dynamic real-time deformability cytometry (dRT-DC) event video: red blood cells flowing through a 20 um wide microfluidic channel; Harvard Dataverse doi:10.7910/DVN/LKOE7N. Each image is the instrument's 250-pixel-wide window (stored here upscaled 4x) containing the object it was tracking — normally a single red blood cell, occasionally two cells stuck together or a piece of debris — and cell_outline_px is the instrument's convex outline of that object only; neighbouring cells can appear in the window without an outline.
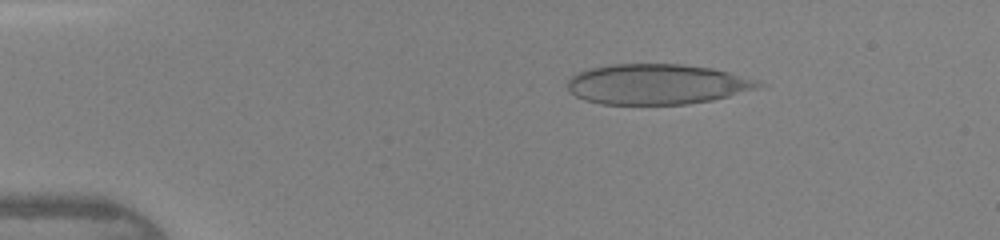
{"species": "human", "species_latin": "Homo sapiens", "temperature_condition": "warm", "stored_images_in_passage": 42, "camera_frame_rate_fps": 3000, "um_per_image_px": 0.085, "donor": {"sex": "female"}, "frame": {"image": 1, "passage_image": 6, "time_ms": 1.667, "image_size_px": [1000, 240], "cell_outline_px": [[764, 84], [760, 88], [712, 100], [688, 104], [600, 104], [584, 100], [576, 96], [568, 88], [568, 80], [576, 72], [592, 68], [612, 64], [684, 64], [712, 68], [728, 72], [756, 80]], "centroid_in_image_um": [55.84, 7.16], "position_along_channel_um": 29.2, "area_um2": 44.8}}
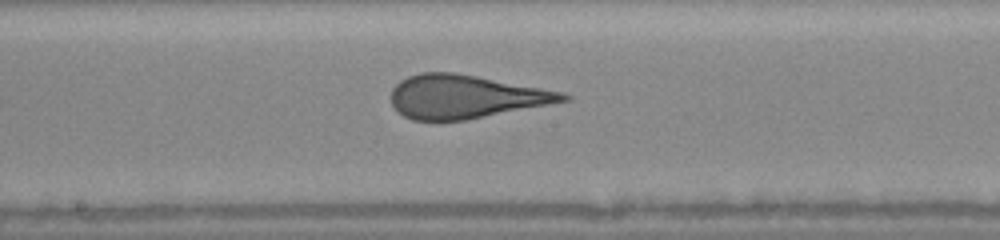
{"frame": {"image": 2, "passage_image": 22, "time_ms": 7.0, "image_size_px": [1000, 240], "cell_outline_px": [[572, 100], [464, 120], [412, 120], [404, 116], [392, 104], [392, 88], [400, 80], [408, 76], [420, 72], [456, 72], [564, 92], [572, 96]], "centroid_in_image_um": [39.58, 8.2], "position_along_channel_um": 208.6, "area_um2": 43.35}}
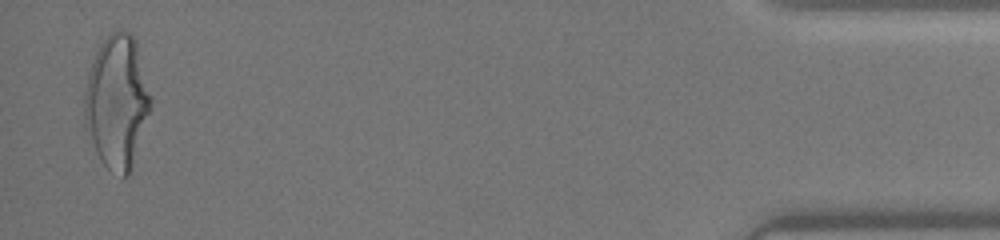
{"frame": {"image": 3, "passage_image": 41, "time_ms": 13.333, "image_size_px": [1000, 240], "cell_outline_px": [[152, 108], [132, 168], [128, 176], [124, 180], [108, 168], [100, 160], [84, 124], [84, 96], [88, 72], [92, 60], [100, 44], [112, 32], [120, 28], [132, 32], [136, 40], [152, 100]], "centroid_in_image_um": [9.96, 8.65], "position_along_channel_um": 425.2, "area_um2": 51.96}}